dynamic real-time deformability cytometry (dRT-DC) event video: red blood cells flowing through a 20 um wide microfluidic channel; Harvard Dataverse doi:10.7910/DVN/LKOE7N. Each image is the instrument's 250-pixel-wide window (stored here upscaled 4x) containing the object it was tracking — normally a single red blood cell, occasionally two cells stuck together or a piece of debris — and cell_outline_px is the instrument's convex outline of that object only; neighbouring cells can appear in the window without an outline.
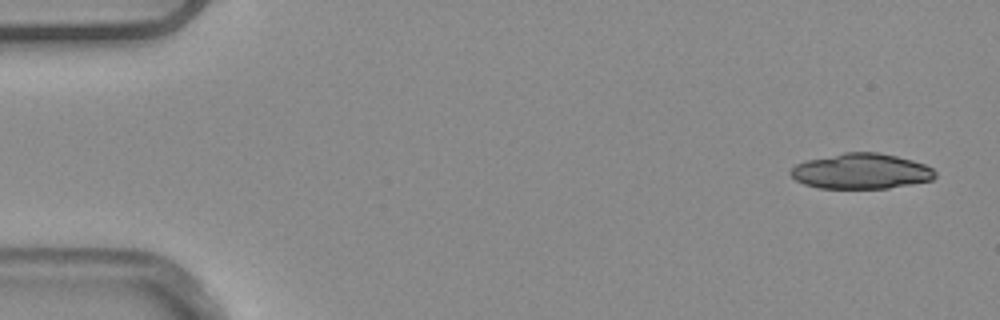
{"species": "common noctule bat (a hibernating species)", "species_latin": "Nyctalus noctula", "temperature_condition": "warm", "stored_images_in_passage": 5, "camera_frame_rate_fps": 3000, "um_per_image_px": 0.085, "animal": {"sex": "male", "body_mass_g": 20.4}, "frame": {"image": 1, "passage_image": 1, "time_ms": 0.0, "image_size_px": [1000, 320], "cell_outline_px": [[936, 176], [932, 180], [888, 188], [820, 188], [804, 184], [796, 180], [788, 172], [796, 164], [808, 160], [844, 152], [876, 152], [896, 156], [912, 160], [924, 164], [932, 168], [936, 172]], "centroid_in_image_um": [73.2, 14.55], "position_along_channel_um": 11.8, "area_um2": 29.65}}
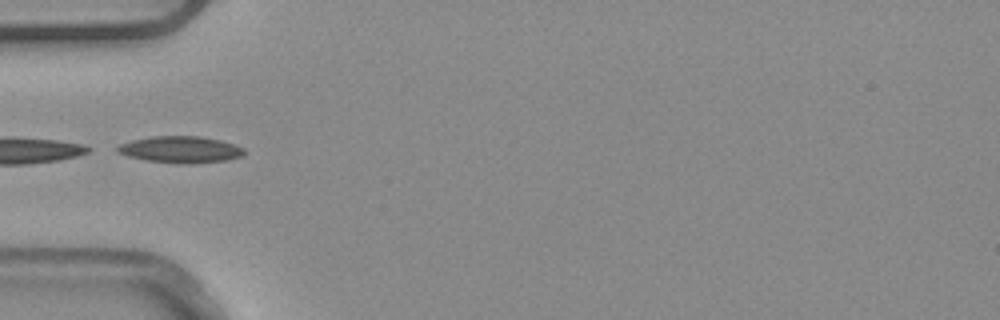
{"frame": {"image": 2, "passage_image": 5, "time_ms": 1.333, "image_size_px": [1000, 320], "cell_outline_px": [[244, 156], [228, 160], [192, 164], [176, 164], [148, 160], [128, 156], [116, 152], [116, 148], [120, 144], [132, 140], [152, 136], [200, 136], [220, 140], [244, 148]], "centroid_in_image_um": [15.36, 12.72], "position_along_channel_um": 69.6, "area_um2": 19.77}}